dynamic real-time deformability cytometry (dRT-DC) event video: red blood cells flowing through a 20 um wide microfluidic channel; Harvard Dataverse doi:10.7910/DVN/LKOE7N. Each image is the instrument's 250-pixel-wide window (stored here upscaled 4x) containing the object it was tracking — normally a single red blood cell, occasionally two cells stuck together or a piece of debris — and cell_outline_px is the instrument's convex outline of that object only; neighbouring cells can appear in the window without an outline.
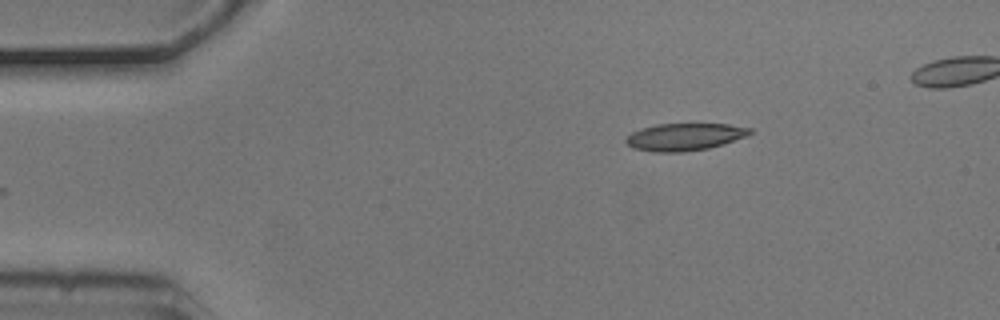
{"species": "common noctule bat (a hibernating species)", "species_latin": "Nyctalus noctula", "temperature_condition": "cold", "stored_images_in_passage": 4, "camera_frame_rate_fps": 3000, "um_per_image_px": 0.085, "animal": {"sex": "male", "body_mass_g": 20.5, "forearm_length_mm": 52.5}, "frame": {"image": 1, "passage_image": 4, "time_ms": 1.0, "image_size_px": [1000, 320], "cell_outline_px": [[752, 132], [748, 136], [724, 144], [708, 148], [684, 152], [652, 152], [632, 148], [624, 140], [632, 132], [656, 124], [728, 124], [752, 128]], "centroid_in_image_um": [58.22, 11.64], "position_along_channel_um": 26.8, "area_um2": 19.77}}